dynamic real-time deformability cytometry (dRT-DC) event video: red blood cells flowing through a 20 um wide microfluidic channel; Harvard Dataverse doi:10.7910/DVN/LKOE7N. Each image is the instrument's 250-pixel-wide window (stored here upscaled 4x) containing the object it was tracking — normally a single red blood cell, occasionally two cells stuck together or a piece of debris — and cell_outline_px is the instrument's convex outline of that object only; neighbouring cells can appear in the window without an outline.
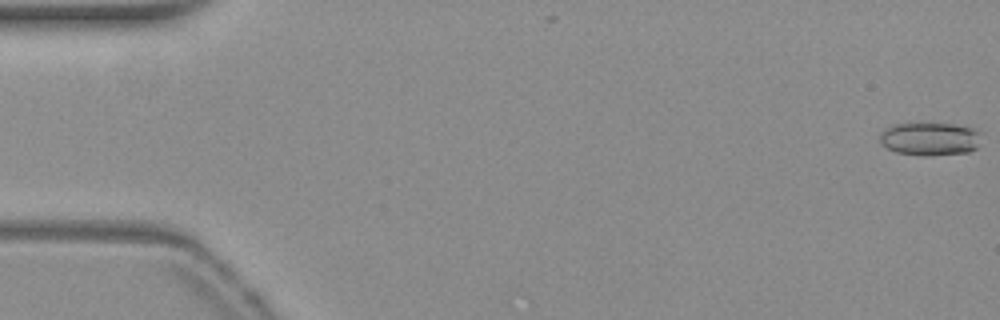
{"species": "common noctule bat (a hibernating species)", "species_latin": "Nyctalus noctula", "temperature_condition": "warm", "stored_images_in_passage": 54, "camera_frame_rate_fps": 3000, "um_per_image_px": 0.085, "animal": {"sex": "female", "body_mass_g": 19.3, "forearm_length_mm": 54.1}, "frame": {"image": 1, "passage_image": 1, "time_ms": 0.0, "image_size_px": [1000, 320], "cell_outline_px": [[980, 132], [976, 148], [968, 152], [924, 156], [896, 152], [880, 144], [880, 132], [896, 124], [952, 124], [972, 128]], "centroid_in_image_um": [79.02, 11.82], "position_along_channel_um": 6.0, "area_um2": 19.25}}
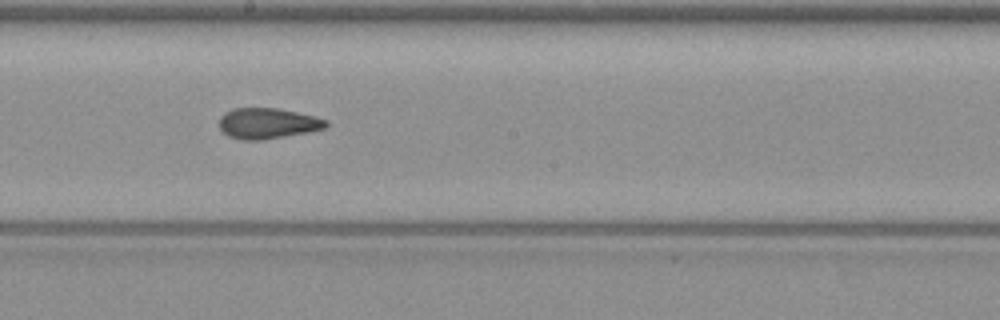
{"frame": {"image": 2, "passage_image": 30, "time_ms": 9.667, "image_size_px": [1000, 320], "cell_outline_px": [[328, 124], [324, 128], [308, 132], [264, 140], [240, 140], [228, 136], [220, 128], [220, 116], [224, 112], [232, 108], [280, 108], [316, 116], [328, 120]], "centroid_in_image_um": [22.75, 10.48], "position_along_channel_um": 225.5, "area_um2": 19.31}}
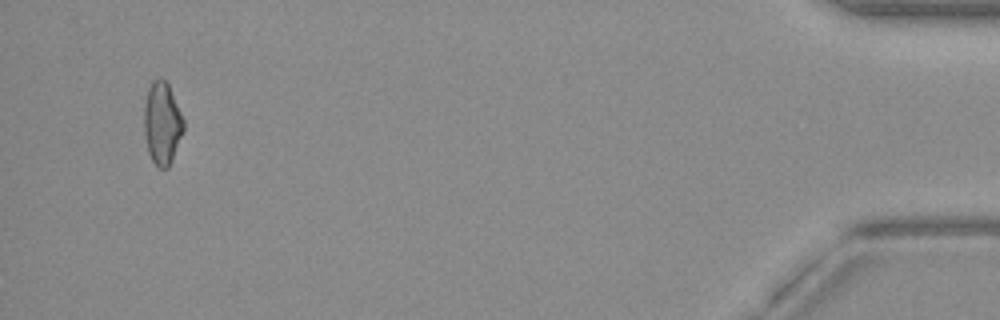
{"frame": {"image": 3, "passage_image": 52, "time_ms": 17.0, "image_size_px": [1000, 320], "cell_outline_px": [[184, 128], [172, 160], [168, 168], [160, 168], [152, 160], [148, 152], [144, 132], [144, 104], [148, 88], [152, 80], [160, 76], [168, 84], [184, 120]], "centroid_in_image_um": [13.77, 10.45], "position_along_channel_um": 421.4, "area_um2": 18.9}, "authors_computed_cell_mechanics": {"area_um2": 19.1607, "velocity_mm_per_s": 3.8431, "shape_relaxation_time_tau1_ms": null, "shape_relaxation_time_tau2_ms": 1.8848, "deformation_change_tau1": null, "deformation_change_tau2": 0.085}}